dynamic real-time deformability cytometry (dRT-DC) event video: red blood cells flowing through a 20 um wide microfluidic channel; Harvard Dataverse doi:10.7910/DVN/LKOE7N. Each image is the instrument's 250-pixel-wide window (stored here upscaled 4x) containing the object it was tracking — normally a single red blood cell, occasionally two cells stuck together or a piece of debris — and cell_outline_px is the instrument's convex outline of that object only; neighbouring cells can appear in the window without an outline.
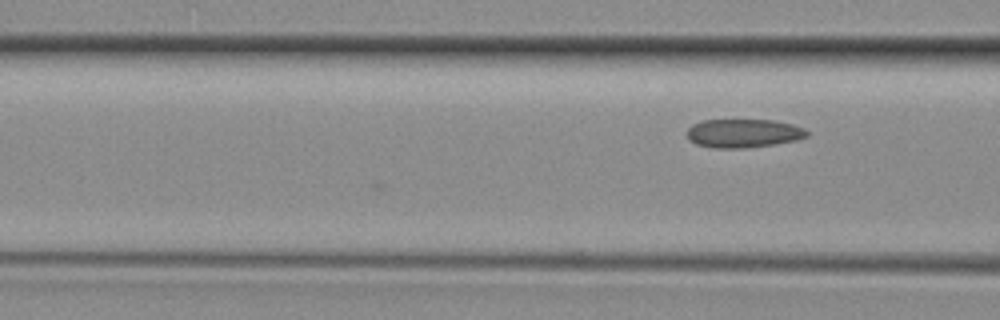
{"species": "common noctule bat (a hibernating species)", "species_latin": "Nyctalus noctula", "temperature_condition": "room temperature", "stored_images_in_passage": 3, "camera_frame_rate_fps": 3000, "um_per_image_px": 0.085, "animal": {"sex": "female", "body_mass_g": 29.2, "forearm_length_mm": 56.3}, "frame": {"image": 1, "passage_image": 3, "time_ms": 0.667, "image_size_px": [1000, 320], "cell_outline_px": [[808, 136], [796, 140], [776, 144], [744, 148], [712, 148], [696, 144], [688, 140], [688, 128], [692, 124], [700, 120], [772, 120], [792, 124], [804, 128], [808, 132]], "centroid_in_image_um": [63.17, 11.33], "position_along_channel_um": 103.4, "area_um2": 20.11}}